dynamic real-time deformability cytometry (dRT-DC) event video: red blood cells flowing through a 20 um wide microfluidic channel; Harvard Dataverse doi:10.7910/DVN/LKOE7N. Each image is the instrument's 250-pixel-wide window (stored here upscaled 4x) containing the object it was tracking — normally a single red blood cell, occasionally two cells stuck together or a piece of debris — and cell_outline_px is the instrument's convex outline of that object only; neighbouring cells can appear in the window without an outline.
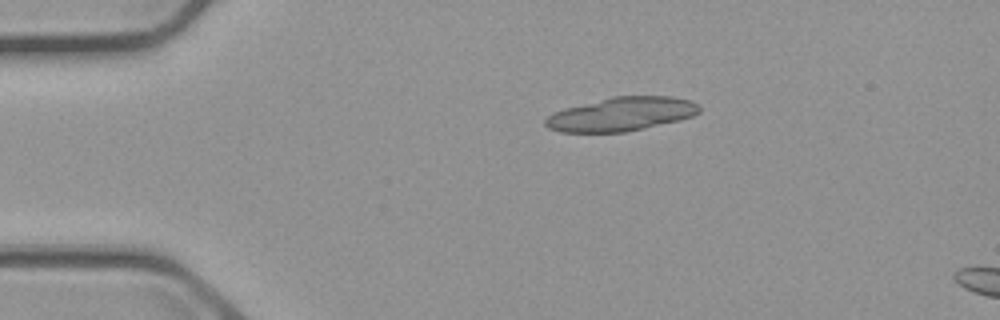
{"species": "common noctule bat (a hibernating species)", "species_latin": "Nyctalus noctula", "temperature_condition": "cold", "stored_images_in_passage": 2, "camera_frame_rate_fps": 3000, "um_per_image_px": 0.085, "animal": {"sex": "male", "body_mass_g": 23.1, "forearm_length_mm": 52.7}, "frame": {"image": 1, "passage_image": 1, "time_ms": 0.0, "image_size_px": [1000, 320], "cell_outline_px": [[700, 112], [692, 116], [680, 120], [644, 128], [624, 132], [560, 132], [548, 128], [544, 124], [544, 120], [552, 112], [564, 108], [612, 96], [672, 96], [688, 100], [696, 104], [700, 108]], "centroid_in_image_um": [52.78, 9.7], "position_along_channel_um": 32.2, "area_um2": 30.29}}